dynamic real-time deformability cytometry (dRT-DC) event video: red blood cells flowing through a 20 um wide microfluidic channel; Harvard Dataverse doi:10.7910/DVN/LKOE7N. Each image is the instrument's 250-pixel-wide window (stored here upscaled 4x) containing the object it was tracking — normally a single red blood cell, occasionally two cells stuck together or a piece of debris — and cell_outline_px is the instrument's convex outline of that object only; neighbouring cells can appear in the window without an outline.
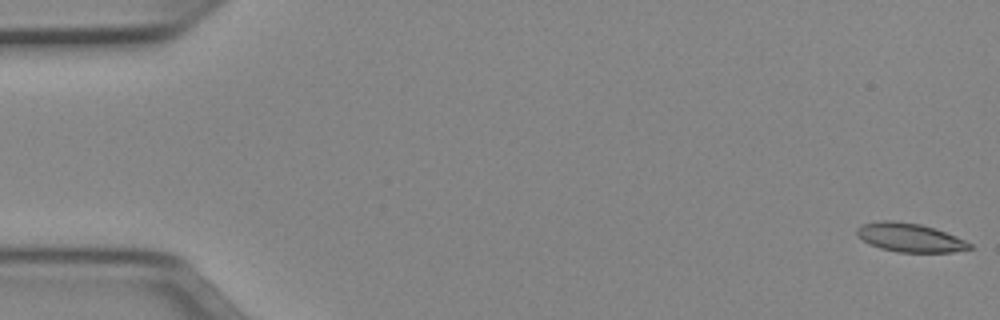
{"species": "Egyptian fruit bat (a non-hibernating species)", "species_latin": "Rousettus aegyptiacus", "temperature_condition": "cold", "stored_images_in_passage": 8, "camera_frame_rate_fps": 3000, "um_per_image_px": 0.085, "animal": {"sex": "female"}, "frame": {"image": 1, "passage_image": 1, "time_ms": 0.0, "image_size_px": [1000, 320], "cell_outline_px": [[972, 248], [952, 252], [896, 252], [880, 248], [868, 244], [856, 232], [856, 228], [864, 224], [880, 220], [892, 220], [920, 224], [944, 232], [964, 240], [972, 244]], "centroid_in_image_um": [77.31, 20.2], "position_along_channel_um": 7.7, "area_um2": 18.61}}